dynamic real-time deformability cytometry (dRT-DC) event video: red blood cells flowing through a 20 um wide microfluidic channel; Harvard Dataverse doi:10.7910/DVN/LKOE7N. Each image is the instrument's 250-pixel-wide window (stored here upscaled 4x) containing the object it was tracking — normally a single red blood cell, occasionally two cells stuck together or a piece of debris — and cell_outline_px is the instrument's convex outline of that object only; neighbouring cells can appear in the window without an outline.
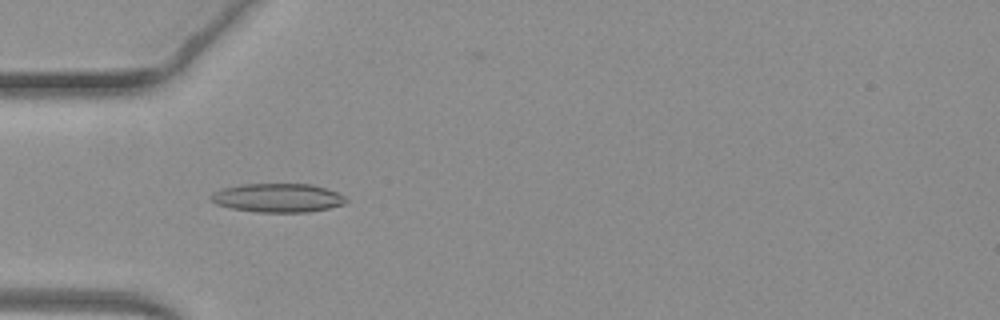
{"species": "common noctule bat (a hibernating species)", "species_latin": "Nyctalus noctula", "temperature_condition": "warm", "stored_images_in_passage": 52, "camera_frame_rate_fps": 3000, "um_per_image_px": 0.085, "animal": {"sex": "female", "body_mass_g": 19.3, "forearm_length_mm": 54.1}, "frame": {"image": 1, "passage_image": 17, "time_ms": 5.333, "image_size_px": [1000, 320], "cell_outline_px": [[348, 200], [344, 204], [328, 208], [308, 212], [256, 212], [232, 208], [216, 204], [208, 200], [208, 196], [212, 192], [220, 188], [244, 184], [312, 184], [336, 192], [344, 196]], "centroid_in_image_um": [23.54, 16.81], "position_along_channel_um": 61.5, "area_um2": 22.77}}
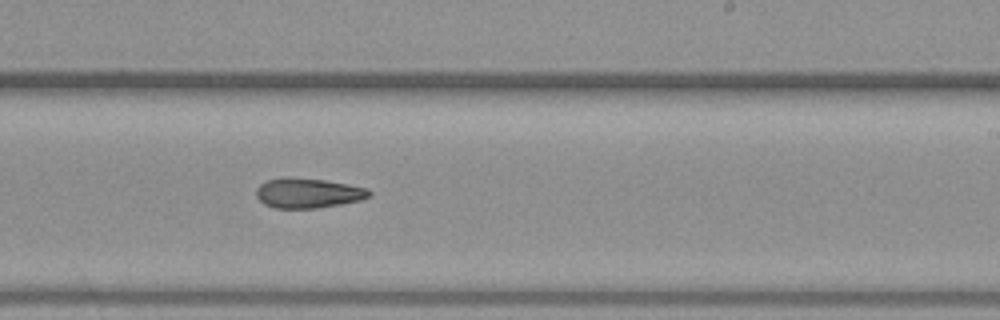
{"frame": {"image": 2, "passage_image": 32, "time_ms": 10.333, "image_size_px": [1000, 320], "cell_outline_px": [[372, 196], [360, 200], [340, 204], [316, 208], [272, 208], [264, 204], [256, 196], [256, 188], [260, 184], [268, 180], [284, 176], [288, 176], [324, 180], [348, 184], [368, 188], [372, 192]], "centroid_in_image_um": [26.18, 16.4], "position_along_channel_um": 262.8, "area_um2": 19.88}}
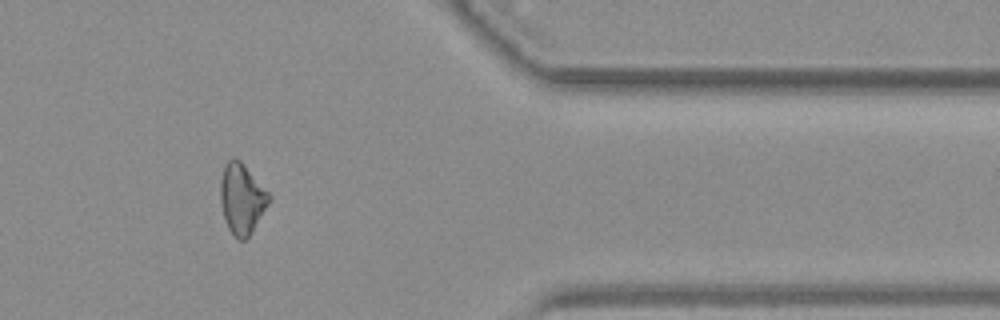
{"frame": {"image": 3, "passage_image": 43, "time_ms": 14.0, "image_size_px": [1000, 320], "cell_outline_px": [[272, 200], [252, 232], [244, 240], [240, 240], [228, 228], [224, 216], [220, 200], [220, 180], [224, 168], [228, 160], [232, 156], [240, 160], [244, 164], [272, 196]], "centroid_in_image_um": [20.58, 16.87], "position_along_channel_um": 390.8, "area_um2": 19.94}}